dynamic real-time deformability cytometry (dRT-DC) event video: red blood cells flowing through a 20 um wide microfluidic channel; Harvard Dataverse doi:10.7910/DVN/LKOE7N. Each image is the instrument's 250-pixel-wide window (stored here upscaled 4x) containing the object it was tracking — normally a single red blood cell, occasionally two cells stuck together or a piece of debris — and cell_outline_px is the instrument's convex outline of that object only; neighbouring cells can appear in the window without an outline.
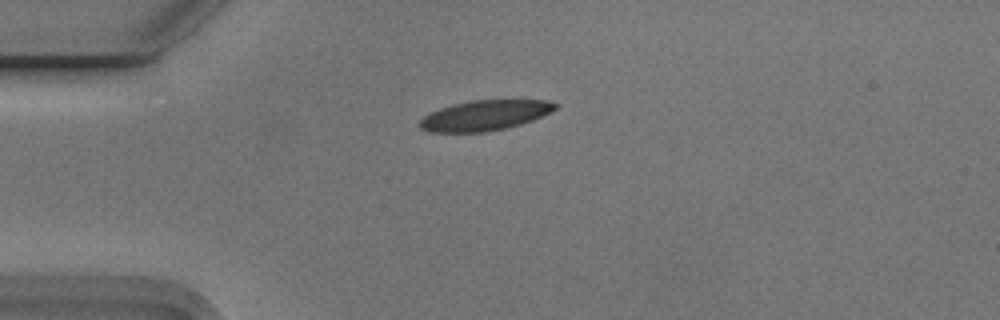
{"species": "Egyptian fruit bat (a non-hibernating species)", "species_latin": "Rousettus aegyptiacus", "temperature_condition": "cold", "stored_images_in_passage": 1, "camera_frame_rate_fps": 3000, "um_per_image_px": 0.085, "animal": {"sex": "male"}, "frame": {"image": 1, "passage_image": 1, "time_ms": 0.0, "image_size_px": [1000, 320], "cell_outline_px": [[556, 108], [532, 120], [520, 124], [504, 128], [484, 132], [428, 132], [420, 128], [420, 120], [424, 116], [440, 108], [452, 104], [472, 100], [548, 100], [556, 104]], "centroid_in_image_um": [41.16, 9.8], "position_along_channel_um": 43.8, "area_um2": 23.52}}